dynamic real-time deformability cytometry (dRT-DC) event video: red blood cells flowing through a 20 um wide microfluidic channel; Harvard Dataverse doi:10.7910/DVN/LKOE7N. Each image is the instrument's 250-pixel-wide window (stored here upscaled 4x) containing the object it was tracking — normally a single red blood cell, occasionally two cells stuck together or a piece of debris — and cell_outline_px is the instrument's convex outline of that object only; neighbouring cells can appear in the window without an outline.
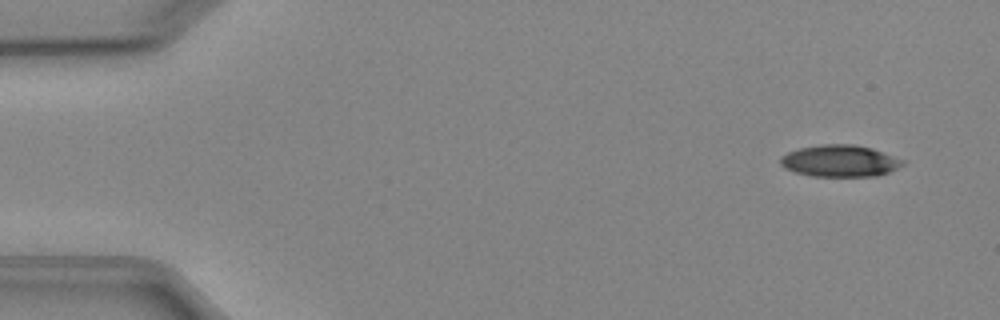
{"species": "Egyptian fruit bat (a non-hibernating species)", "species_latin": "Rousettus aegyptiacus", "temperature_condition": "cold", "stored_images_in_passage": 5, "camera_frame_rate_fps": 3000, "um_per_image_px": 0.085, "animal": {"sex": "female"}, "frame": {"image": 1, "passage_image": 2, "time_ms": 1.0, "image_size_px": [1000, 320], "cell_outline_px": [[904, 164], [888, 172], [876, 176], [812, 176], [796, 172], [784, 168], [780, 164], [780, 156], [788, 152], [800, 148], [820, 144], [852, 144], [872, 148], [904, 160]], "centroid_in_image_um": [71.36, 13.67], "position_along_channel_um": 13.6, "area_um2": 22.54}}